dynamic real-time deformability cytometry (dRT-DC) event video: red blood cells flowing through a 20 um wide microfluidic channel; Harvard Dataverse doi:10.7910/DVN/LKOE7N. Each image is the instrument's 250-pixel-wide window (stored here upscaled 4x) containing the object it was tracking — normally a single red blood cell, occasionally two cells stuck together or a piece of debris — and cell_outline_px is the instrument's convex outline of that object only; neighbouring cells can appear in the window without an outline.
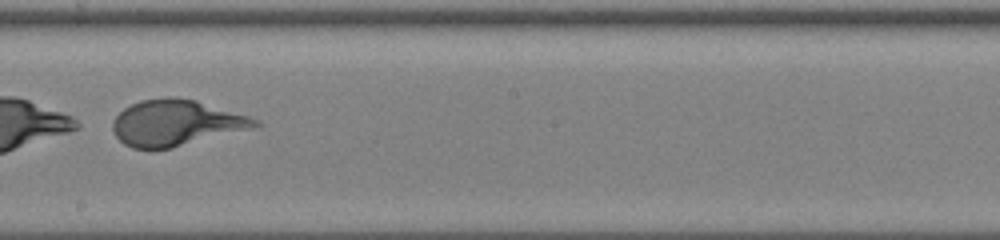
{"species": "human", "species_latin": "Homo sapiens", "temperature_condition": "warm", "stored_images_in_passage": 48, "camera_frame_rate_fps": 3000, "um_per_image_px": 0.085, "donor": {"sex": "male"}, "frame": {"image": 1, "passage_image": 28, "time_ms": 9.0, "image_size_px": [1000, 240], "cell_outline_px": [[264, 124], [256, 128], [172, 148], [132, 148], [124, 144], [116, 136], [112, 128], [112, 124], [116, 116], [124, 108], [140, 100], [168, 96], [172, 96], [196, 100], [248, 116], [260, 120]], "centroid_in_image_um": [15.0, 10.44], "position_along_channel_um": 233.2, "area_um2": 38.26}}
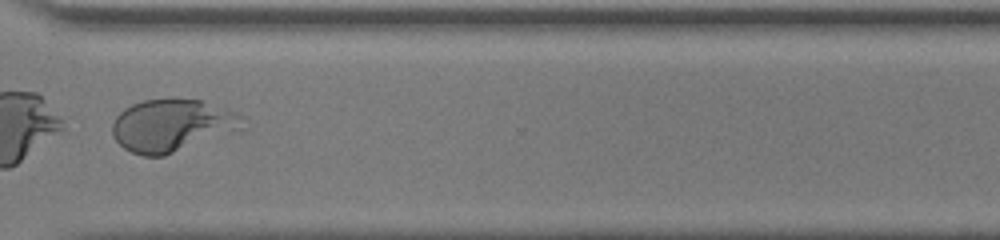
{"frame": {"image": 2, "passage_image": 37, "time_ms": 12.0, "image_size_px": [1000, 240], "cell_outline_px": [[248, 128], [164, 156], [144, 156], [132, 152], [124, 148], [112, 136], [112, 124], [116, 116], [124, 108], [132, 104], [144, 100], [172, 96], [200, 100], [244, 116]], "centroid_in_image_um": [14.66, 10.64], "position_along_channel_um": 355.9, "area_um2": 40.63}}